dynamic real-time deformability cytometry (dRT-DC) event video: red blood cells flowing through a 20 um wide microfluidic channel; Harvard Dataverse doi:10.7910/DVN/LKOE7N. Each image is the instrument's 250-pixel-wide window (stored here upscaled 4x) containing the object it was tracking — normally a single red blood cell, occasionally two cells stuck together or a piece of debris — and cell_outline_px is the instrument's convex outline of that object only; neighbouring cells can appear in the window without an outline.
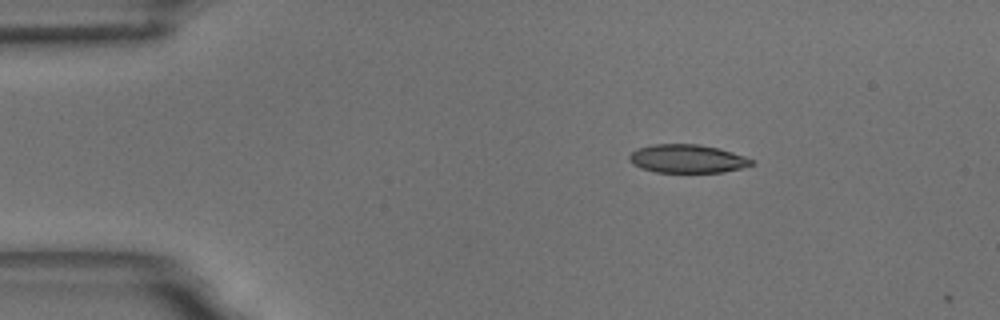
{"species": "common noctule bat (a hibernating species)", "species_latin": "Nyctalus noctula", "temperature_condition": "room temperature", "stored_images_in_passage": 2, "camera_frame_rate_fps": 3000, "um_per_image_px": 0.085, "animal": {"sex": "male", "body_mass_g": 18.8}, "frame": {"image": 1, "passage_image": 1, "time_ms": 0.0, "image_size_px": [1000, 320], "cell_outline_px": [[756, 164], [724, 172], [656, 172], [632, 164], [628, 160], [628, 156], [636, 148], [652, 144], [696, 144], [720, 148], [756, 160]], "centroid_in_image_um": [58.44, 13.48], "position_along_channel_um": 26.6, "area_um2": 20.35}}